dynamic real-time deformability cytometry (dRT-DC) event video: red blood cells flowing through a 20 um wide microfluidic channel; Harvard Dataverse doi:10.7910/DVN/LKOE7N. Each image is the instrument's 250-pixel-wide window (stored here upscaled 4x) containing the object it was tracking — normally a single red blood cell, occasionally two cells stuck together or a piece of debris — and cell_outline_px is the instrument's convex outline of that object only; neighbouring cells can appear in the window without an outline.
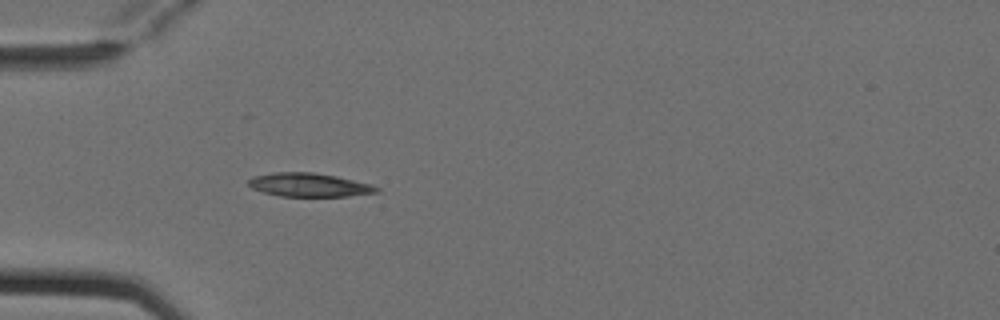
{"species": "Egyptian fruit bat (a non-hibernating species)", "species_latin": "Rousettus aegyptiacus", "temperature_condition": "cold", "stored_images_in_passage": 4, "camera_frame_rate_fps": 3000, "um_per_image_px": 0.085, "animal": {"sex": "female"}, "frame": {"image": 1, "passage_image": 4, "time_ms": 1.0, "image_size_px": [1000, 320], "cell_outline_px": [[380, 192], [348, 196], [280, 196], [264, 192], [252, 188], [248, 184], [248, 180], [252, 176], [276, 172], [312, 172], [336, 176], [372, 184], [380, 188]], "centroid_in_image_um": [26.29, 15.71], "position_along_channel_um": 58.7, "area_um2": 17.63}}